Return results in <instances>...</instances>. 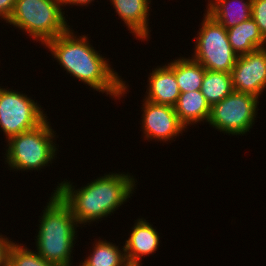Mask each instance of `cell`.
Here are the masks:
<instances>
[{
	"instance_id": "obj_1",
	"label": "cell",
	"mask_w": 266,
	"mask_h": 266,
	"mask_svg": "<svg viewBox=\"0 0 266 266\" xmlns=\"http://www.w3.org/2000/svg\"><path fill=\"white\" fill-rule=\"evenodd\" d=\"M69 29L45 43L52 56L70 76L76 77L96 91L119 99L127 91V85L113 71L104 57L89 44L85 35L77 38ZM126 85V86H125Z\"/></svg>"
},
{
	"instance_id": "obj_2",
	"label": "cell",
	"mask_w": 266,
	"mask_h": 266,
	"mask_svg": "<svg viewBox=\"0 0 266 266\" xmlns=\"http://www.w3.org/2000/svg\"><path fill=\"white\" fill-rule=\"evenodd\" d=\"M135 178L123 173H109L99 177L81 189L63 181L54 192L71 209L77 224L109 216L130 198L134 191Z\"/></svg>"
},
{
	"instance_id": "obj_3",
	"label": "cell",
	"mask_w": 266,
	"mask_h": 266,
	"mask_svg": "<svg viewBox=\"0 0 266 266\" xmlns=\"http://www.w3.org/2000/svg\"><path fill=\"white\" fill-rule=\"evenodd\" d=\"M43 211L35 239L37 253L57 266H71L75 227H79L71 209L54 192Z\"/></svg>"
},
{
	"instance_id": "obj_4",
	"label": "cell",
	"mask_w": 266,
	"mask_h": 266,
	"mask_svg": "<svg viewBox=\"0 0 266 266\" xmlns=\"http://www.w3.org/2000/svg\"><path fill=\"white\" fill-rule=\"evenodd\" d=\"M60 0H16L7 23L45 44L70 28Z\"/></svg>"
},
{
	"instance_id": "obj_5",
	"label": "cell",
	"mask_w": 266,
	"mask_h": 266,
	"mask_svg": "<svg viewBox=\"0 0 266 266\" xmlns=\"http://www.w3.org/2000/svg\"><path fill=\"white\" fill-rule=\"evenodd\" d=\"M46 119L33 130L20 133L7 140L5 162L11 169L40 170L55 159L56 144L53 142L55 131ZM54 143V144H53Z\"/></svg>"
},
{
	"instance_id": "obj_6",
	"label": "cell",
	"mask_w": 266,
	"mask_h": 266,
	"mask_svg": "<svg viewBox=\"0 0 266 266\" xmlns=\"http://www.w3.org/2000/svg\"><path fill=\"white\" fill-rule=\"evenodd\" d=\"M206 14V15H205ZM198 32L193 59L206 70L231 73L238 55L229 43L227 30L208 13Z\"/></svg>"
},
{
	"instance_id": "obj_7",
	"label": "cell",
	"mask_w": 266,
	"mask_h": 266,
	"mask_svg": "<svg viewBox=\"0 0 266 266\" xmlns=\"http://www.w3.org/2000/svg\"><path fill=\"white\" fill-rule=\"evenodd\" d=\"M259 98L246 92L233 91L211 106L208 123L220 132L243 135L254 125Z\"/></svg>"
},
{
	"instance_id": "obj_8",
	"label": "cell",
	"mask_w": 266,
	"mask_h": 266,
	"mask_svg": "<svg viewBox=\"0 0 266 266\" xmlns=\"http://www.w3.org/2000/svg\"><path fill=\"white\" fill-rule=\"evenodd\" d=\"M47 119L33 99L0 87V128L6 139L35 129Z\"/></svg>"
},
{
	"instance_id": "obj_9",
	"label": "cell",
	"mask_w": 266,
	"mask_h": 266,
	"mask_svg": "<svg viewBox=\"0 0 266 266\" xmlns=\"http://www.w3.org/2000/svg\"><path fill=\"white\" fill-rule=\"evenodd\" d=\"M231 75L235 91L259 98L266 88V47L238 56Z\"/></svg>"
},
{
	"instance_id": "obj_10",
	"label": "cell",
	"mask_w": 266,
	"mask_h": 266,
	"mask_svg": "<svg viewBox=\"0 0 266 266\" xmlns=\"http://www.w3.org/2000/svg\"><path fill=\"white\" fill-rule=\"evenodd\" d=\"M142 110V129L147 140L156 139L166 142L185 131L172 106L156 104L144 99Z\"/></svg>"
},
{
	"instance_id": "obj_11",
	"label": "cell",
	"mask_w": 266,
	"mask_h": 266,
	"mask_svg": "<svg viewBox=\"0 0 266 266\" xmlns=\"http://www.w3.org/2000/svg\"><path fill=\"white\" fill-rule=\"evenodd\" d=\"M159 234L145 219H137L124 245L127 263L141 264L142 257L157 251L160 245Z\"/></svg>"
},
{
	"instance_id": "obj_12",
	"label": "cell",
	"mask_w": 266,
	"mask_h": 266,
	"mask_svg": "<svg viewBox=\"0 0 266 266\" xmlns=\"http://www.w3.org/2000/svg\"><path fill=\"white\" fill-rule=\"evenodd\" d=\"M148 79L149 86L145 100L174 107L180 95L175 73L165 64L155 68Z\"/></svg>"
},
{
	"instance_id": "obj_13",
	"label": "cell",
	"mask_w": 266,
	"mask_h": 266,
	"mask_svg": "<svg viewBox=\"0 0 266 266\" xmlns=\"http://www.w3.org/2000/svg\"><path fill=\"white\" fill-rule=\"evenodd\" d=\"M112 1V2H111ZM116 13L136 38L148 39L149 3L151 0H110Z\"/></svg>"
},
{
	"instance_id": "obj_14",
	"label": "cell",
	"mask_w": 266,
	"mask_h": 266,
	"mask_svg": "<svg viewBox=\"0 0 266 266\" xmlns=\"http://www.w3.org/2000/svg\"><path fill=\"white\" fill-rule=\"evenodd\" d=\"M207 5L206 12L226 30L252 17V0H213Z\"/></svg>"
},
{
	"instance_id": "obj_15",
	"label": "cell",
	"mask_w": 266,
	"mask_h": 266,
	"mask_svg": "<svg viewBox=\"0 0 266 266\" xmlns=\"http://www.w3.org/2000/svg\"><path fill=\"white\" fill-rule=\"evenodd\" d=\"M174 110L180 123L187 128L189 124L193 125L203 120L208 122L211 106L201 90H196L180 93Z\"/></svg>"
},
{
	"instance_id": "obj_16",
	"label": "cell",
	"mask_w": 266,
	"mask_h": 266,
	"mask_svg": "<svg viewBox=\"0 0 266 266\" xmlns=\"http://www.w3.org/2000/svg\"><path fill=\"white\" fill-rule=\"evenodd\" d=\"M227 35L232 49L238 56L266 47V40L252 17L227 29Z\"/></svg>"
},
{
	"instance_id": "obj_17",
	"label": "cell",
	"mask_w": 266,
	"mask_h": 266,
	"mask_svg": "<svg viewBox=\"0 0 266 266\" xmlns=\"http://www.w3.org/2000/svg\"><path fill=\"white\" fill-rule=\"evenodd\" d=\"M175 73L180 93L201 90L206 69L193 58H178L167 64Z\"/></svg>"
},
{
	"instance_id": "obj_18",
	"label": "cell",
	"mask_w": 266,
	"mask_h": 266,
	"mask_svg": "<svg viewBox=\"0 0 266 266\" xmlns=\"http://www.w3.org/2000/svg\"><path fill=\"white\" fill-rule=\"evenodd\" d=\"M234 91L231 73L206 70L201 93L210 106L220 102Z\"/></svg>"
},
{
	"instance_id": "obj_19",
	"label": "cell",
	"mask_w": 266,
	"mask_h": 266,
	"mask_svg": "<svg viewBox=\"0 0 266 266\" xmlns=\"http://www.w3.org/2000/svg\"><path fill=\"white\" fill-rule=\"evenodd\" d=\"M115 245L99 239L93 247V253L80 266H124L127 263L124 246L121 251Z\"/></svg>"
},
{
	"instance_id": "obj_20",
	"label": "cell",
	"mask_w": 266,
	"mask_h": 266,
	"mask_svg": "<svg viewBox=\"0 0 266 266\" xmlns=\"http://www.w3.org/2000/svg\"><path fill=\"white\" fill-rule=\"evenodd\" d=\"M8 263L11 266H57L56 264L46 261L36 251L33 252L26 246L14 242L9 249Z\"/></svg>"
},
{
	"instance_id": "obj_21",
	"label": "cell",
	"mask_w": 266,
	"mask_h": 266,
	"mask_svg": "<svg viewBox=\"0 0 266 266\" xmlns=\"http://www.w3.org/2000/svg\"><path fill=\"white\" fill-rule=\"evenodd\" d=\"M252 18L266 40V0H252Z\"/></svg>"
},
{
	"instance_id": "obj_22",
	"label": "cell",
	"mask_w": 266,
	"mask_h": 266,
	"mask_svg": "<svg viewBox=\"0 0 266 266\" xmlns=\"http://www.w3.org/2000/svg\"><path fill=\"white\" fill-rule=\"evenodd\" d=\"M12 243L7 237L0 235V266H5L8 263V254Z\"/></svg>"
},
{
	"instance_id": "obj_23",
	"label": "cell",
	"mask_w": 266,
	"mask_h": 266,
	"mask_svg": "<svg viewBox=\"0 0 266 266\" xmlns=\"http://www.w3.org/2000/svg\"><path fill=\"white\" fill-rule=\"evenodd\" d=\"M16 0H0V17L9 21L10 16L13 12Z\"/></svg>"
},
{
	"instance_id": "obj_24",
	"label": "cell",
	"mask_w": 266,
	"mask_h": 266,
	"mask_svg": "<svg viewBox=\"0 0 266 266\" xmlns=\"http://www.w3.org/2000/svg\"><path fill=\"white\" fill-rule=\"evenodd\" d=\"M61 1V3H62V6H65L66 4L68 5V6H70V5H75L76 4V6L79 4V5H87V4H90L92 1H94V0H60Z\"/></svg>"
},
{
	"instance_id": "obj_25",
	"label": "cell",
	"mask_w": 266,
	"mask_h": 266,
	"mask_svg": "<svg viewBox=\"0 0 266 266\" xmlns=\"http://www.w3.org/2000/svg\"><path fill=\"white\" fill-rule=\"evenodd\" d=\"M124 266H140V264H136V263H126Z\"/></svg>"
}]
</instances>
